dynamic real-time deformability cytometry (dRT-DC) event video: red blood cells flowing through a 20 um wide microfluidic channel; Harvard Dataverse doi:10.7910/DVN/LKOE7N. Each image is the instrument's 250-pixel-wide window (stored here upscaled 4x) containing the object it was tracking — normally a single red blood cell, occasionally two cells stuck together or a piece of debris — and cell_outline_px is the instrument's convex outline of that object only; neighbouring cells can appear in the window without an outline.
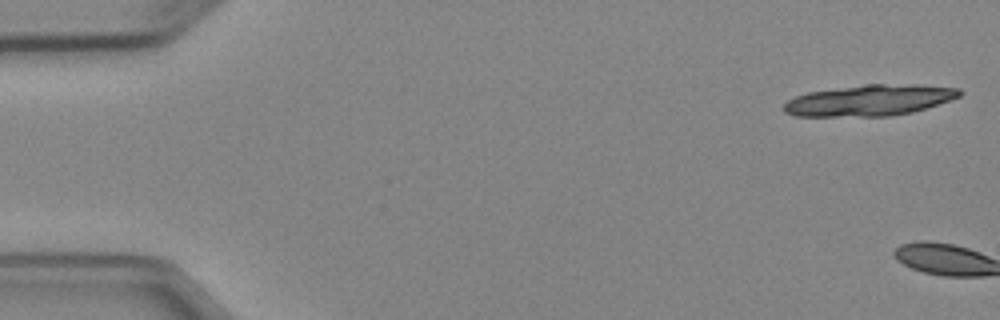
{"species": "Egyptian fruit bat (a non-hibernating species)", "species_latin": "Rousettus aegyptiacus", "temperature_condition": "cold", "stored_images_in_passage": 2, "camera_frame_rate_fps": 3000, "um_per_image_px": 0.085, "animal": {"sex": "female"}, "frame": {"image": 1, "passage_image": 1, "time_ms": 0.0, "image_size_px": [1000, 320], "cell_outline_px": [[964, 92], [960, 96], [912, 112], [892, 116], [796, 116], [784, 112], [784, 104], [788, 100], [796, 96], [808, 92], [868, 84], [916, 84], [960, 88]], "centroid_in_image_um": [73.92, 8.52], "position_along_channel_um": 11.1, "area_um2": 31.62}}